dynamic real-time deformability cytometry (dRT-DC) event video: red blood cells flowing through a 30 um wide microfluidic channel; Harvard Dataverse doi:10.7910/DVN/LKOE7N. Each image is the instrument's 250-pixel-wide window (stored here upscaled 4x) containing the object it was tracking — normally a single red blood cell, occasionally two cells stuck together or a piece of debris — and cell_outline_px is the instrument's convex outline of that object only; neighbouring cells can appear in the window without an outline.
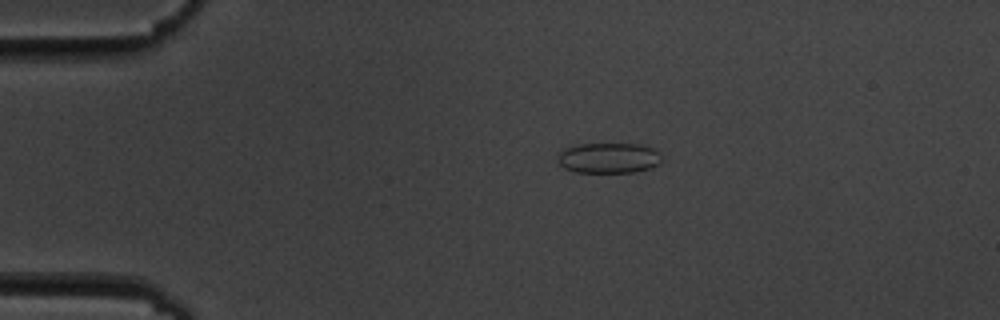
{"species": "common noctule bat (a hibernating species)", "species_latin": "Nyctalus noctula", "temperature_condition": "cold", "stored_images_in_passage": 6, "camera_frame_rate_fps": 3000, "um_per_image_px": 0.085, "animal": {"sex": "male", "body_mass_g": 19.5, "forearm_length_mm": 54.6}, "frame": {"image": 1, "passage_image": 4, "time_ms": 3.333, "image_size_px": [1000, 320], "cell_outline_px": [[664, 156], [660, 164], [648, 168], [632, 172], [576, 172], [564, 168], [556, 160], [560, 148], [576, 144], [640, 144], [652, 148], [660, 152]], "centroid_in_image_um": [51.71, 13.41], "position_along_channel_um": 33.3, "area_um2": 18.79}}
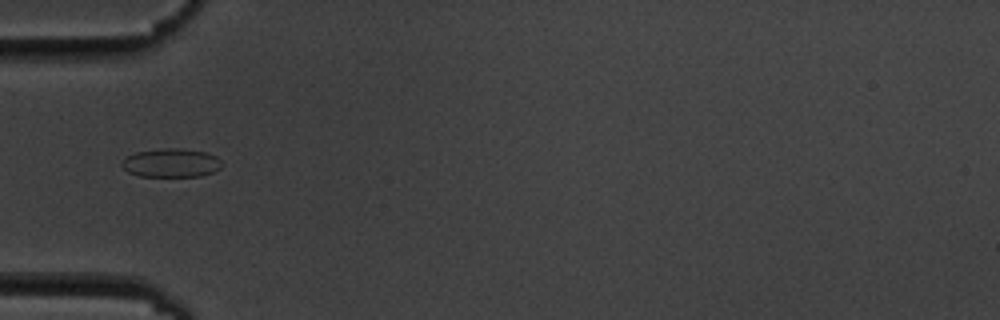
{"frame": {"image": 2, "passage_image": 6, "time_ms": 5.667, "image_size_px": [1000, 320], "cell_outline_px": [[220, 168], [212, 172], [200, 176], [140, 176], [128, 172], [120, 164], [128, 156], [136, 152], [164, 148], [176, 148], [204, 152], [216, 156], [220, 160]], "centroid_in_image_um": [14.53, 13.85], "position_along_channel_um": 70.5, "area_um2": 16.42}}